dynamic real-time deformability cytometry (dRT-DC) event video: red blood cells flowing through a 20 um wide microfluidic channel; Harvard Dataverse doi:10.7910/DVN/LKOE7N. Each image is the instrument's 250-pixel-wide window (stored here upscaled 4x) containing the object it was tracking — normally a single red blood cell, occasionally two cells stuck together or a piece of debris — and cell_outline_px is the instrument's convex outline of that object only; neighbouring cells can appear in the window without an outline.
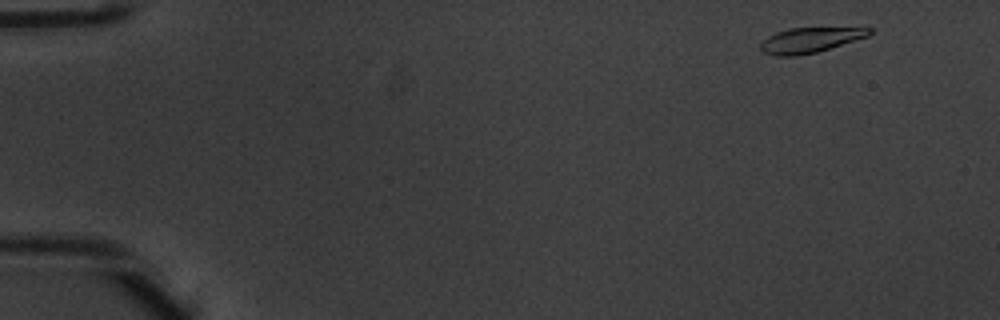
{"species": "common noctule bat (a hibernating species)", "species_latin": "Nyctalus noctula", "temperature_condition": "warm", "stored_images_in_passage": 50, "camera_frame_rate_fps": 3000, "um_per_image_px": 0.085, "animal": {"sex": "male", "body_mass_g": 20.1, "forearm_length_mm": 53.5}, "frame": {"image": 1, "passage_image": 2, "time_ms": 0.333, "image_size_px": [1000, 320], "cell_outline_px": [[872, 32], [868, 36], [856, 40], [816, 52], [796, 56], [776, 56], [764, 52], [760, 48], [760, 44], [768, 36], [776, 32], [788, 28], [872, 28]], "centroid_in_image_um": [68.83, 3.41], "position_along_channel_um": 16.2, "area_um2": 15.72}}
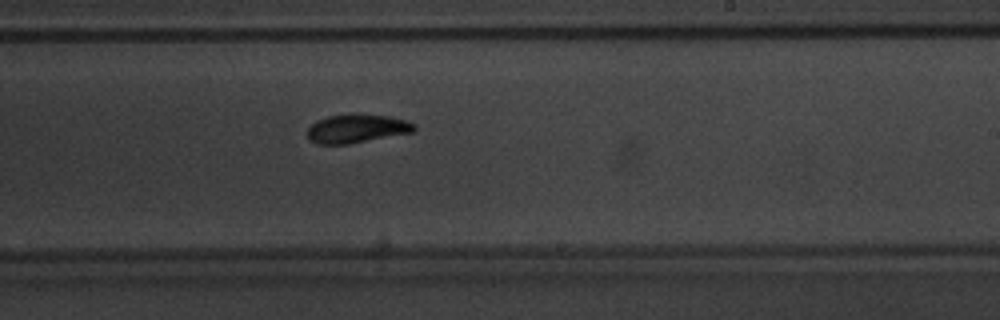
{"frame": {"image": 2, "passage_image": 30, "time_ms": 9.667, "image_size_px": [1000, 320], "cell_outline_px": [[416, 128], [412, 132], [348, 144], [316, 144], [308, 140], [308, 128], [316, 120], [328, 116], [348, 112], [356, 112], [388, 116], [404, 120], [416, 124]], "centroid_in_image_um": [30.28, 10.9], "position_along_channel_um": 258.7, "area_um2": 18.15}}
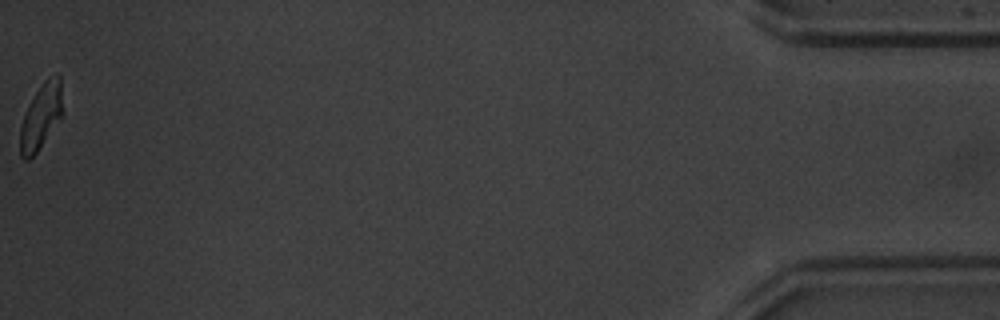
{"frame": {"image": 3, "passage_image": 50, "time_ms": 16.333, "image_size_px": [1000, 320], "cell_outline_px": [[60, 116], [36, 152], [28, 160], [24, 160], [20, 156], [20, 128], [28, 104], [44, 80], [48, 76], [56, 72], [60, 76]], "centroid_in_image_um": [3.43, 9.87], "position_along_channel_um": 431.8, "area_um2": 15.43}, "authors_computed_cell_mechanics": {"area_um2": 17.6868, "velocity_mm_per_s": 3.9496, "shape_relaxation_time_tau1_ms": 2.5524, "shape_relaxation_time_tau2_ms": 0.7659, "deformation_change_tau1": 0.1484, "deformation_change_tau2": 0.0566}}